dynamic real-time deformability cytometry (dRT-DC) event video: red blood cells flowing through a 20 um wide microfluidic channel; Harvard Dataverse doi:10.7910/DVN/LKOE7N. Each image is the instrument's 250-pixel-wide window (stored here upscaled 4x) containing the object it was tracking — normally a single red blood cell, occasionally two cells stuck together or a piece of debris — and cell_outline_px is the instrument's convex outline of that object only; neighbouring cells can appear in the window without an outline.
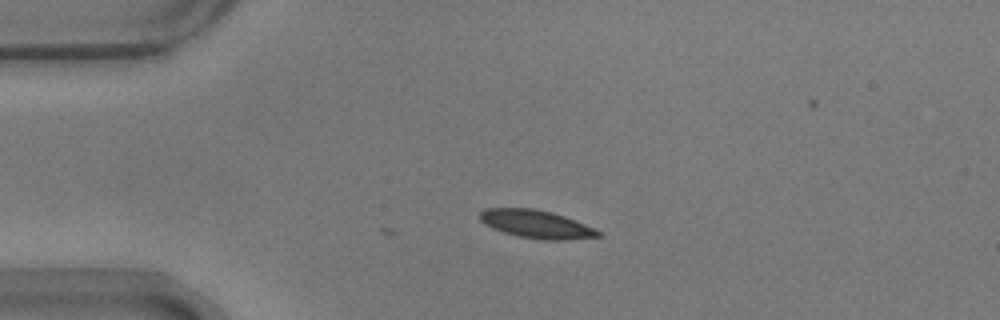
{"species": "common noctule bat (a hibernating species)", "species_latin": "Nyctalus noctula", "temperature_condition": "warm", "stored_images_in_passage": 3, "camera_frame_rate_fps": 3000, "um_per_image_px": 0.085, "animal": {"sex": "male", "body_mass_g": 17.9}, "frame": {"image": 1, "passage_image": 3, "time_ms": 0.667, "image_size_px": [1000, 320], "cell_outline_px": [[600, 236], [568, 240], [544, 240], [520, 236], [504, 232], [492, 228], [484, 224], [480, 220], [480, 212], [484, 208], [532, 208], [552, 212], [564, 216], [584, 224], [600, 232]], "centroid_in_image_um": [45.55, 19.05], "position_along_channel_um": 39.5, "area_um2": 19.13}}